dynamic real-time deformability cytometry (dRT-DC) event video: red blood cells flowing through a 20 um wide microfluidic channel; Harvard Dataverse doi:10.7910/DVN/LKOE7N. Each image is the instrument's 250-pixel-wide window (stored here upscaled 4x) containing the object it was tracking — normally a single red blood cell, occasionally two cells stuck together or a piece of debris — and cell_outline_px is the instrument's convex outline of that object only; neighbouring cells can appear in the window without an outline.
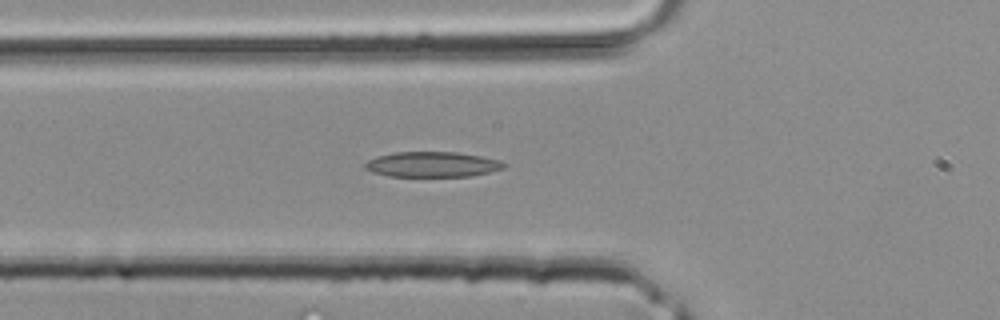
{"species": "common noctule bat (a hibernating species)", "species_latin": "Nyctalus noctula", "temperature_condition": "room temperature", "stored_images_in_passage": 29, "camera_frame_rate_fps": 3000, "um_per_image_px": 0.085, "animal": {"sex": "male", "body_mass_g": 20.4}, "frame": {"image": 1, "passage_image": 8, "time_ms": 2.333, "image_size_px": [1000, 320], "cell_outline_px": [[508, 164], [504, 168], [492, 172], [472, 176], [388, 176], [372, 172], [364, 168], [364, 164], [368, 160], [376, 156], [396, 152], [456, 152], [480, 156], [500, 160]], "centroid_in_image_um": [36.76, 13.97], "position_along_channel_um": 89.0, "area_um2": 20.58}}
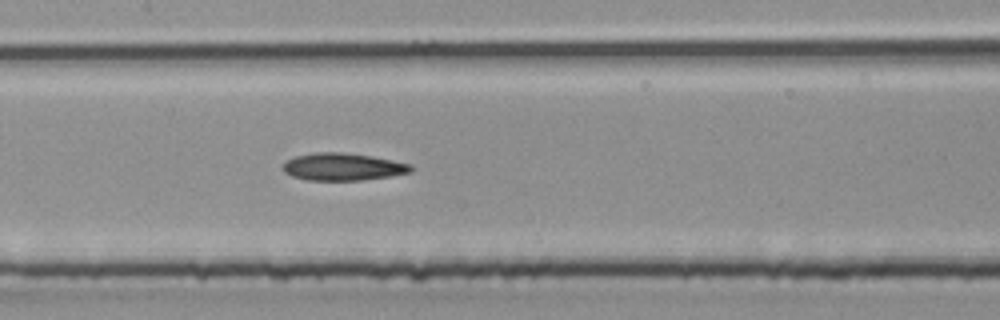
{"frame": {"image": 2, "passage_image": 13, "time_ms": 4.0, "image_size_px": [1000, 320], "cell_outline_px": [[416, 168], [412, 172], [392, 176], [360, 180], [308, 180], [292, 176], [284, 172], [284, 160], [296, 156], [316, 152], [340, 152], [372, 156], [412, 164]], "centroid_in_image_um": [29.19, 14.18], "position_along_channel_um": 178.2, "area_um2": 20.52}}
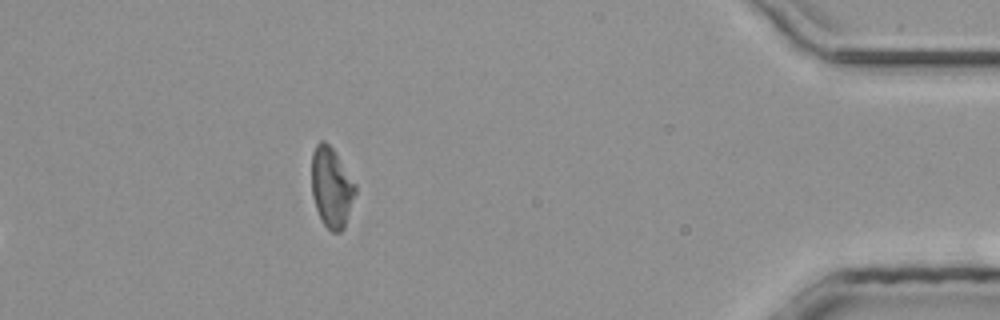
{"frame": {"image": 3, "passage_image": 29, "time_ms": 9.333, "image_size_px": [1000, 320], "cell_outline_px": [[356, 192], [344, 228], [340, 232], [332, 232], [324, 224], [316, 208], [312, 196], [312, 152], [316, 144], [320, 140], [324, 140], [332, 148], [356, 184]], "centroid_in_image_um": [28.17, 15.92], "position_along_channel_um": 407.0, "area_um2": 20.23}}